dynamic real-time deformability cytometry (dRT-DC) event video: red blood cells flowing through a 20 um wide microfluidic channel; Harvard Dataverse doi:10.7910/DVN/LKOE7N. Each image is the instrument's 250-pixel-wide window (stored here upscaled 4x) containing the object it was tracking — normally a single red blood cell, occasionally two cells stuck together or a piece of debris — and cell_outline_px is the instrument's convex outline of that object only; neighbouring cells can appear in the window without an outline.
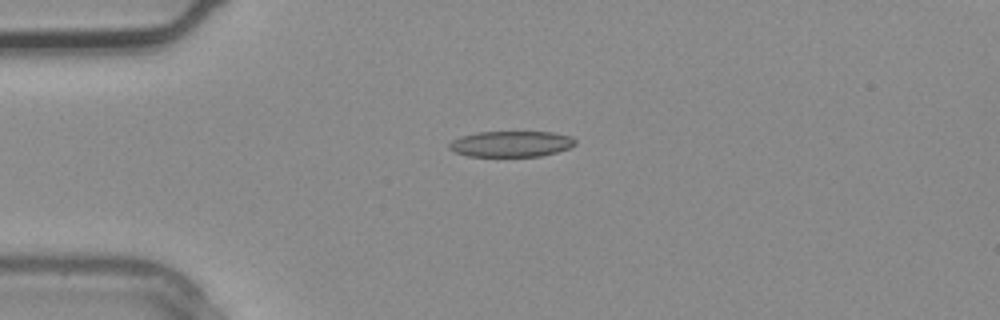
{"species": "common noctule bat (a hibernating species)", "species_latin": "Nyctalus noctula", "temperature_condition": "warm", "stored_images_in_passage": 3, "camera_frame_rate_fps": 3000, "um_per_image_px": 0.085, "animal": {"sex": "male", "body_mass_g": 20.4}, "frame": {"image": 1, "passage_image": 3, "time_ms": 0.667, "image_size_px": [1000, 320], "cell_outline_px": [[576, 144], [568, 148], [556, 152], [540, 156], [468, 156], [456, 152], [448, 148], [448, 144], [452, 140], [460, 136], [476, 132], [552, 132], [572, 136], [576, 140]], "centroid_in_image_um": [43.44, 12.22], "position_along_channel_um": 41.6, "area_um2": 19.02}}